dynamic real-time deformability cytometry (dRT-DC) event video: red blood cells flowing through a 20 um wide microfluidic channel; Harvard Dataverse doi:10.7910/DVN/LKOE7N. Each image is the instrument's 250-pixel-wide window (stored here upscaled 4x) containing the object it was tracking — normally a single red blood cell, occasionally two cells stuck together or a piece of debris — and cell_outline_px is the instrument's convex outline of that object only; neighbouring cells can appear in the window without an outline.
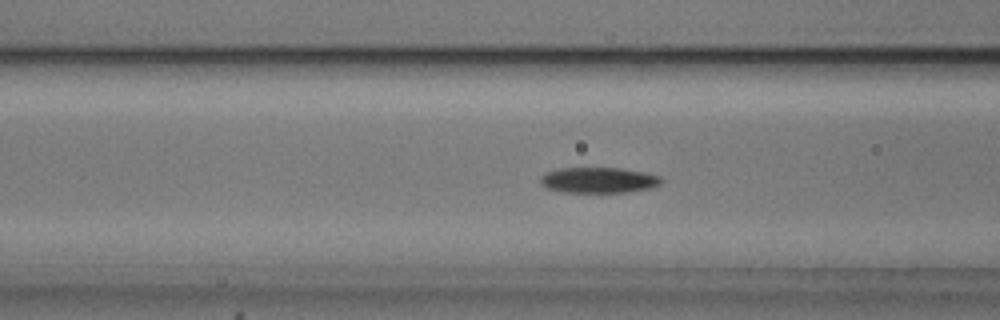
{"species": "common noctule bat (a hibernating species)", "species_latin": "Nyctalus noctula", "temperature_condition": "cold", "stored_images_in_passage": 54, "camera_frame_rate_fps": 3000, "um_per_image_px": 0.085, "animal": {"sex": "male", "body_mass_g": 20.5, "forearm_length_mm": 52.5}, "frame": {"image": 1, "passage_image": 21, "time_ms": 6.667, "image_size_px": [1000, 320], "cell_outline_px": [[664, 180], [660, 184], [652, 188], [628, 192], [560, 192], [544, 188], [540, 184], [540, 176], [548, 172], [560, 168], [620, 168], [644, 172], [660, 176]], "centroid_in_image_um": [50.87, 15.32], "position_along_channel_um": 115.7, "area_um2": 18.26}}
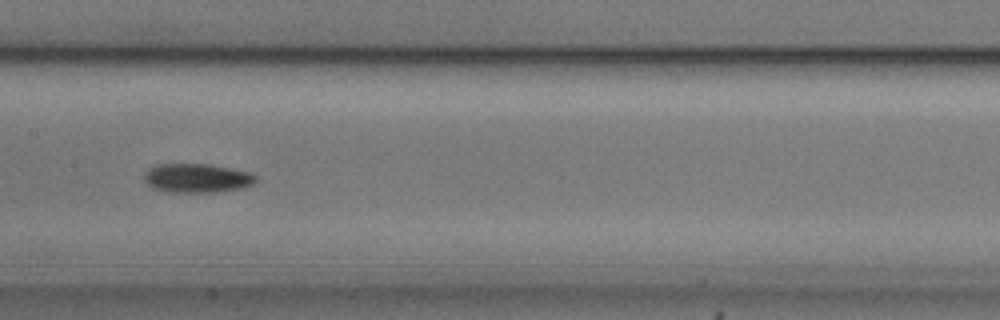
{"frame": {"image": 2, "passage_image": 27, "time_ms": 8.667, "image_size_px": [1000, 320], "cell_outline_px": [[256, 180], [252, 184], [244, 188], [216, 192], [168, 192], [152, 188], [144, 180], [144, 172], [148, 168], [156, 164], [208, 164], [248, 172], [256, 176]], "centroid_in_image_um": [16.7, 15.14], "position_along_channel_um": 190.7, "area_um2": 18.9}}
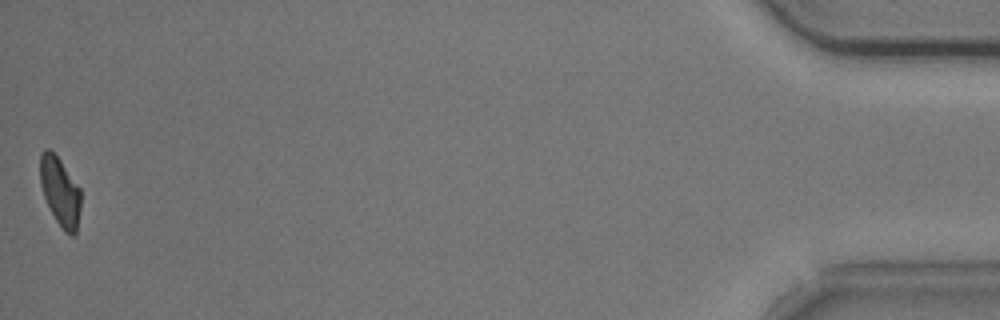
{"frame": {"image": 3, "passage_image": 54, "time_ms": 17.667, "image_size_px": [1000, 320], "cell_outline_px": [[80, 208], [76, 236], [72, 236], [64, 232], [56, 220], [44, 196], [40, 184], [40, 156], [44, 148], [48, 148], [60, 160], [80, 188]], "centroid_in_image_um": [5.11, 16.31], "position_along_channel_um": 430.1, "area_um2": 16.18}, "authors_computed_cell_mechanics": {"area_um2": 17.6579, "velocity_mm_per_s": 3.736, "shape_relaxation_time_tau1_ms": 2.939, "shape_relaxation_time_tau2_ms": null, "deformation_change_tau1": 0.1197, "deformation_change_tau2": null}}